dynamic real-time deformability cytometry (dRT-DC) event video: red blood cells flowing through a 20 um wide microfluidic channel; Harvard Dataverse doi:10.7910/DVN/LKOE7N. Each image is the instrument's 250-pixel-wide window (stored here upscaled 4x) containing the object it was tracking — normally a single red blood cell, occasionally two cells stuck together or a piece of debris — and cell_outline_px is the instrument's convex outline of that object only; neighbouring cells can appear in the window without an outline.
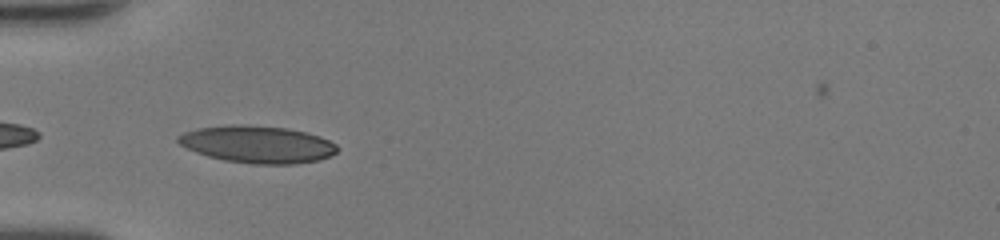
{"species": "human", "species_latin": "Homo sapiens", "temperature_condition": "room temperature", "stored_images_in_passage": 33, "camera_frame_rate_fps": 3000, "um_per_image_px": 0.085, "donor": {"sex": "female"}, "frame": {"image": 1, "passage_image": 1, "time_ms": 0.0, "image_size_px": [1000, 240], "cell_outline_px": [[340, 148], [336, 152], [320, 160], [292, 164], [256, 164], [224, 160], [208, 156], [196, 152], [180, 144], [176, 140], [176, 136], [184, 132], [196, 128], [232, 124], [240, 124], [288, 128], [320, 136], [336, 144]], "centroid_in_image_um": [21.87, 12.26], "position_along_channel_um": 63.1, "area_um2": 34.51}}
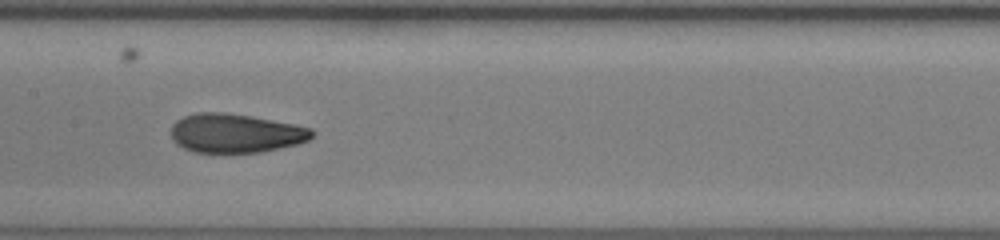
{"frame": {"image": 2, "passage_image": 10, "time_ms": 3.0, "image_size_px": [1000, 240], "cell_outline_px": [[316, 132], [308, 140], [296, 144], [260, 152], [192, 152], [176, 144], [172, 136], [172, 124], [176, 120], [184, 116], [196, 112], [224, 112], [248, 116], [292, 124], [312, 128]], "centroid_in_image_um": [19.99, 11.32], "position_along_channel_um": 187.4, "area_um2": 31.73}}
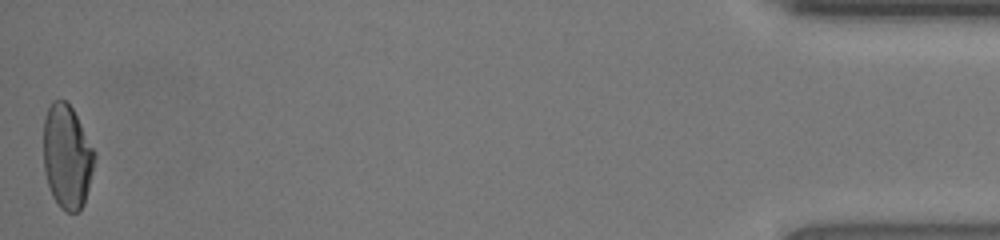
{"frame": {"image": 3, "passage_image": 33, "time_ms": 10.667, "image_size_px": [1000, 240], "cell_outline_px": [[96, 156], [84, 204], [76, 212], [64, 212], [60, 208], [52, 196], [48, 184], [44, 168], [44, 116], [52, 100], [68, 100], [96, 152]], "centroid_in_image_um": [5.7, 13.29], "position_along_channel_um": 429.5, "area_um2": 31.04}, "authors_computed_cell_mechanics": {"area_um2": 32.0212, "velocity_mm_per_s": 4.3159, "shape_relaxation_time_tau1_ms": 4.7641, "shape_relaxation_time_tau2_ms": 0.9156, "deformation_change_tau1": 0.2011, "deformation_change_tau2": 0.0691}}